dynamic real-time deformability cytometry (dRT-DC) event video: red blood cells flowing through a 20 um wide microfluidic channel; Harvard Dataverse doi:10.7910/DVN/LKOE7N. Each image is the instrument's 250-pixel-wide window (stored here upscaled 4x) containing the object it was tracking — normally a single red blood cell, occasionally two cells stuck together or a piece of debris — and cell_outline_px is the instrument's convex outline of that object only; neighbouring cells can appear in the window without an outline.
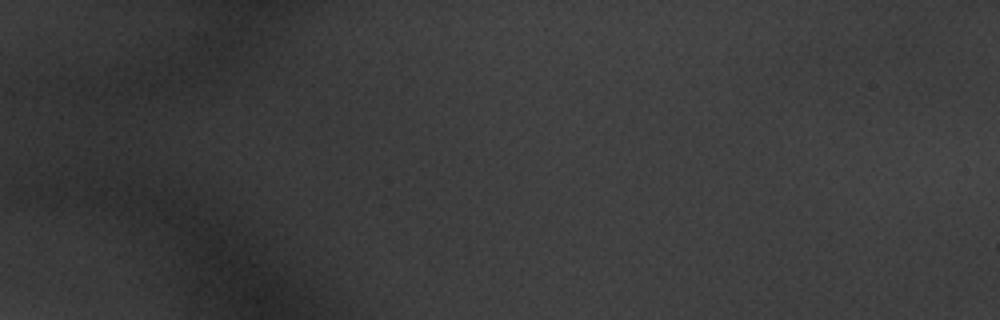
{"species": "common noctule bat (a hibernating species)", "species_latin": "Nyctalus noctula", "temperature_condition": "warm", "stored_images_in_passage": 2, "camera_frame_rate_fps": 3000, "um_per_image_px": 0.085, "animal": {"sex": "male", "body_mass_g": 20.1, "forearm_length_mm": 53.5}, "frame": {"image": 1, "passage_image": 1, "time_ms": 0.0, "image_size_px": [1000, 320], "cell_outline_px": [[924, 56], [892, 68], [864, 60], [860, 56], [856, 40], [912, 16], [920, 24], [924, 32]], "centroid_in_image_um": [75.97, 3.75], "position_along_channel_um": 9.0, "area_um2": 17.05}}